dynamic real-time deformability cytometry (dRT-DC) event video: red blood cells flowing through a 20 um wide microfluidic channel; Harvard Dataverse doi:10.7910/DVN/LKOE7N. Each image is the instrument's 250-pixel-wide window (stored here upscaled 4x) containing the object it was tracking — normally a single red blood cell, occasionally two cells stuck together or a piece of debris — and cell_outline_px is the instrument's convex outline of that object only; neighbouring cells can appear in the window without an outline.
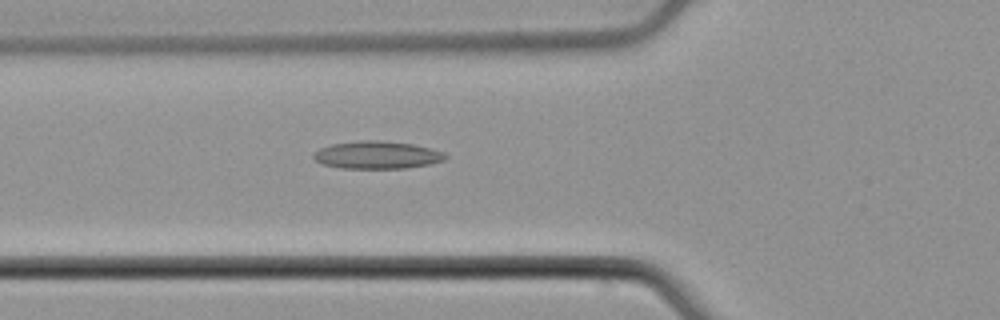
{"species": "common noctule bat (a hibernating species)", "species_latin": "Nyctalus noctula", "temperature_condition": "cold", "stored_images_in_passage": 52, "camera_frame_rate_fps": 3000, "um_per_image_px": 0.085, "animal": {"sex": "male", "body_mass_g": 21.5, "forearm_length_mm": 52.0}, "frame": {"image": 1, "passage_image": 19, "time_ms": 6.0, "image_size_px": [1000, 320], "cell_outline_px": [[448, 156], [444, 160], [428, 164], [404, 168], [340, 168], [320, 164], [312, 156], [320, 148], [332, 144], [360, 140], [380, 140], [412, 144], [444, 152]], "centroid_in_image_um": [32.02, 13.17], "position_along_channel_um": 93.8, "area_um2": 21.1}}
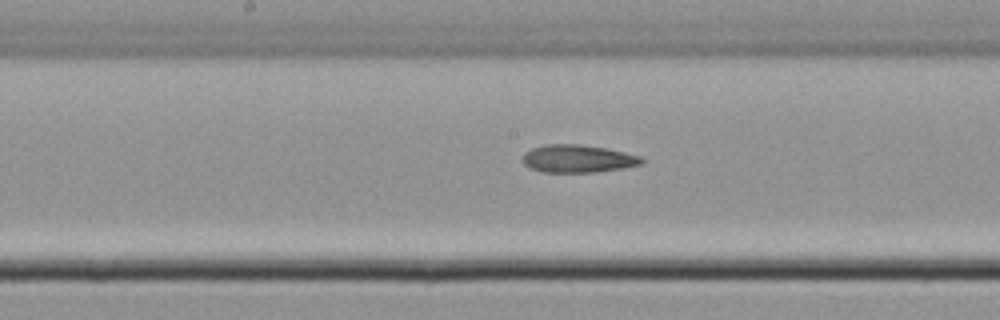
{"frame": {"image": 2, "passage_image": 27, "time_ms": 8.667, "image_size_px": [1000, 320], "cell_outline_px": [[644, 160], [640, 164], [620, 168], [596, 172], [544, 172], [528, 168], [524, 164], [524, 152], [532, 148], [544, 144], [580, 144], [608, 148], [640, 156]], "centroid_in_image_um": [49.08, 13.48], "position_along_channel_um": 199.1, "area_um2": 19.19}}
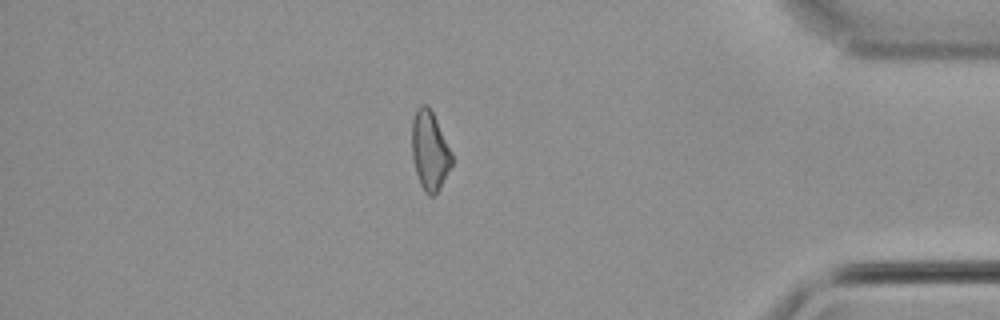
{"frame": {"image": 3, "passage_image": 45, "time_ms": 14.667, "image_size_px": [1000, 320], "cell_outline_px": [[452, 164], [440, 188], [432, 196], [428, 196], [424, 192], [420, 184], [416, 172], [412, 156], [412, 120], [416, 108], [420, 104], [428, 104], [436, 120], [452, 156]], "centroid_in_image_um": [36.5, 12.8], "position_along_channel_um": 398.7, "area_um2": 18.15}, "authors_computed_cell_mechanics": {"area_um2": 19.3052, "velocity_mm_per_s": 3.9394, "shape_relaxation_time_tau1_ms": null, "shape_relaxation_time_tau2_ms": 7.1285, "deformation_change_tau1": null, "deformation_change_tau2": 0.1698}}